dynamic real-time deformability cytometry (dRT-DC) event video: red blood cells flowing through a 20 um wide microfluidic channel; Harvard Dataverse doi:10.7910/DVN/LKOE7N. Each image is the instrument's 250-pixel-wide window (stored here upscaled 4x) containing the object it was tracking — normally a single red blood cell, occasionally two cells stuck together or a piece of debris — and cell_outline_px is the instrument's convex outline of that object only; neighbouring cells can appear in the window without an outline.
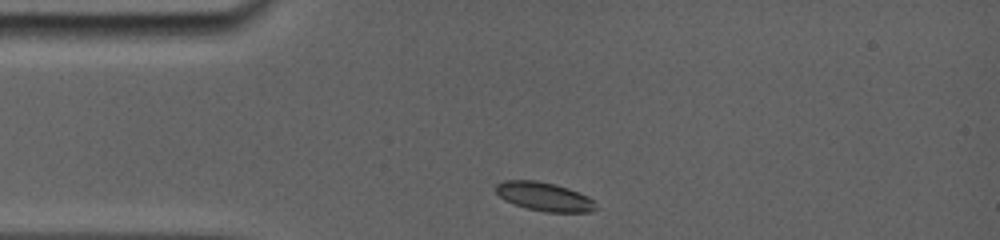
{"species": "common noctule bat (a hibernating species)", "species_latin": "Nyctalus noctula", "temperature_condition": "room temperature", "stored_images_in_passage": 44, "camera_frame_rate_fps": 5000, "um_per_image_px": 0.085, "animal": {"sex": "female", "body_mass_g": 19.0, "forearm_length_mm": 56.7}, "frame": {"image": 1, "passage_image": 1, "time_ms": 0.0, "image_size_px": [1000, 240], "cell_outline_px": [[596, 208], [592, 212], [544, 212], [512, 204], [504, 200], [496, 192], [496, 184], [504, 180], [536, 180], [556, 184], [580, 192], [588, 196], [592, 200]], "centroid_in_image_um": [46.25, 16.71], "position_along_channel_um": 38.8, "area_um2": 16.82}}
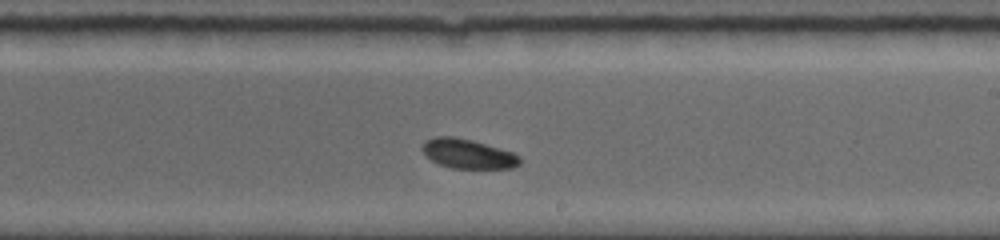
{"frame": {"image": 2, "passage_image": 26, "time_ms": 6.2, "image_size_px": [1000, 240], "cell_outline_px": [[520, 164], [512, 168], [452, 168], [440, 164], [424, 156], [420, 148], [428, 140], [436, 136], [452, 136], [472, 140], [512, 152], [520, 156]], "centroid_in_image_um": [39.76, 13.07], "position_along_channel_um": 249.2, "area_um2": 16.65}}
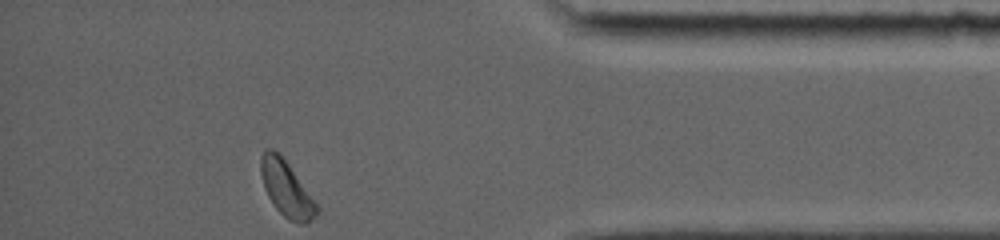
{"frame": {"image": 3, "passage_image": 44, "time_ms": 11.0, "image_size_px": [1000, 240], "cell_outline_px": [[320, 208], [312, 220], [304, 224], [300, 224], [288, 220], [276, 208], [268, 196], [264, 188], [260, 172], [260, 156], [264, 148], [272, 148], [280, 152]], "centroid_in_image_um": [24.32, 16.01], "position_along_channel_um": 410.9, "area_um2": 18.26}, "authors_computed_cell_mechanics": {"area_um2": 16.7042, "velocity_mm_per_s": 3.7645, "shape_relaxation_time_tau1_ms": 2.1415, "shape_relaxation_time_tau2_ms": null, "deformation_change_tau1": 0.0689, "deformation_change_tau2": null}}